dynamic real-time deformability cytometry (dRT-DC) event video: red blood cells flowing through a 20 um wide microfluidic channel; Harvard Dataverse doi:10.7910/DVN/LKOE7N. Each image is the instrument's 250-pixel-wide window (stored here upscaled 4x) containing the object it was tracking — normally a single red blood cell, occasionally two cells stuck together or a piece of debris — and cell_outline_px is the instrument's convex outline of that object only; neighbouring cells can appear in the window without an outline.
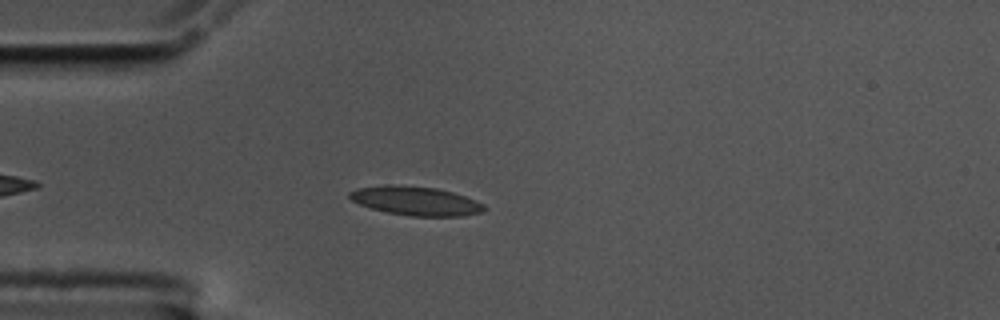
{"species": "common noctule bat (a hibernating species)", "species_latin": "Nyctalus noctula", "temperature_condition": "cold", "stored_images_in_passage": 48, "camera_frame_rate_fps": 3000, "um_per_image_px": 0.085, "animal": {"sex": "male", "body_mass_g": 17.5, "forearm_length_mm": 52.3}, "frame": {"image": 1, "passage_image": 6, "time_ms": 1.667, "image_size_px": [1000, 320], "cell_outline_px": [[488, 208], [484, 212], [464, 216], [412, 216], [388, 212], [372, 208], [360, 204], [352, 200], [348, 196], [348, 192], [356, 188], [384, 184], [388, 184], [436, 188], [452, 192], [476, 200], [484, 204]], "centroid_in_image_um": [35.36, 17.07], "position_along_channel_um": 49.6, "area_um2": 22.77}}
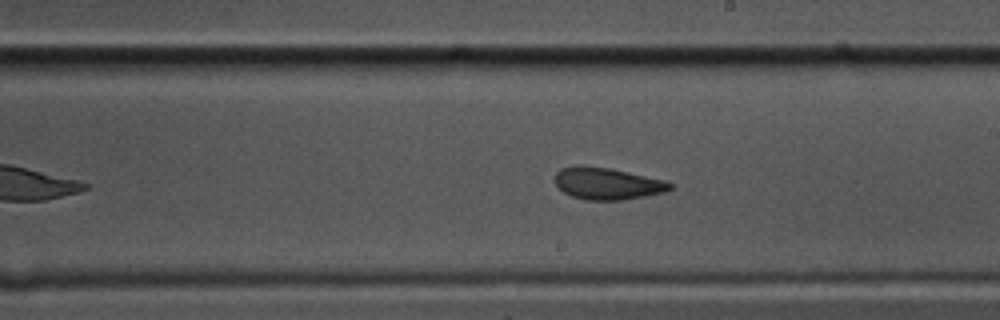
{"frame": {"image": 2, "passage_image": 23, "time_ms": 7.333, "image_size_px": [1000, 320], "cell_outline_px": [[672, 188], [664, 192], [624, 200], [584, 200], [572, 196], [564, 192], [556, 184], [556, 172], [560, 168], [576, 164], [608, 168], [628, 172], [664, 180], [672, 184]], "centroid_in_image_um": [51.59, 15.6], "position_along_channel_um": 237.4, "area_um2": 21.33}}
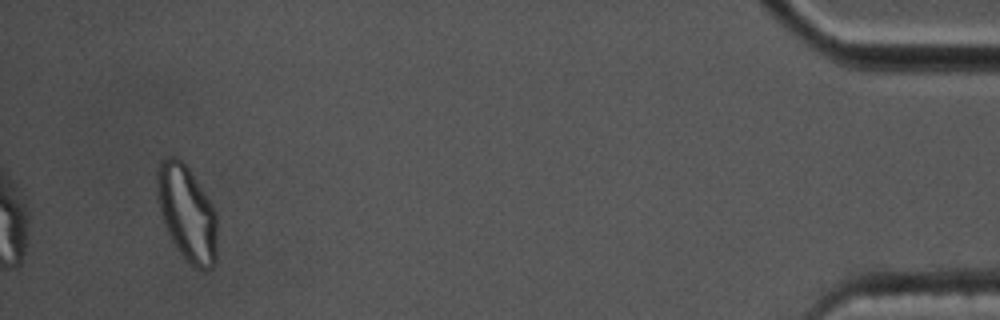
{"frame": {"image": 3, "passage_image": 45, "time_ms": 14.667, "image_size_px": [1000, 320], "cell_outline_px": [[216, 264], [212, 268], [204, 272], [192, 268], [180, 252], [172, 240], [164, 224], [160, 212], [156, 192], [156, 168], [160, 160], [168, 156], [176, 156], [188, 168], [212, 204], [216, 216]], "centroid_in_image_um": [15.87, 18.14], "position_along_channel_um": 419.3, "area_um2": 33.76}, "authors_computed_cell_mechanics": {"area_um2": 21.9062, "velocity_mm_per_s": 3.5117, "shape_relaxation_time_tau1_ms": 5.5451, "shape_relaxation_time_tau2_ms": 2.0653, "deformation_change_tau1": 0.1734, "deformation_change_tau2": 0.096}}